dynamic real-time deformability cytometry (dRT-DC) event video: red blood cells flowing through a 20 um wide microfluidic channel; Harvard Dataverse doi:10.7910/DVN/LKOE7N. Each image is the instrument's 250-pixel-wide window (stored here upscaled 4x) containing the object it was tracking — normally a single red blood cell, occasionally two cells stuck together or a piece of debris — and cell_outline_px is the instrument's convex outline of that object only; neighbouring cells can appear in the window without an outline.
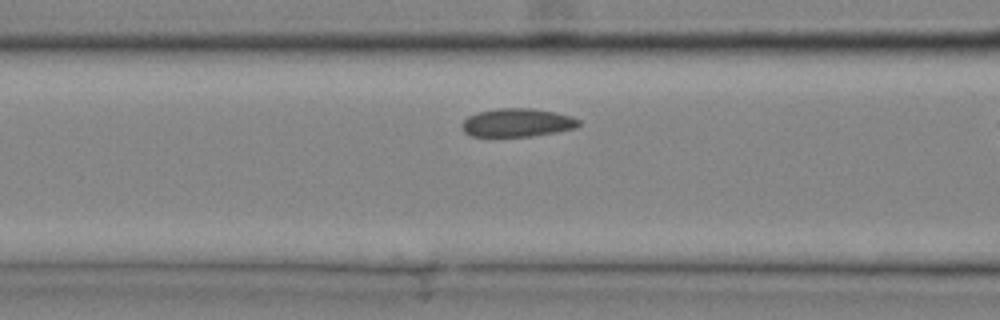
{"species": "common noctule bat (a hibernating species)", "species_latin": "Nyctalus noctula", "temperature_condition": "cold", "stored_images_in_passage": 5, "camera_frame_rate_fps": 3000, "um_per_image_px": 0.085, "animal": {"sex": "male", "body_mass_g": 20.4}, "frame": {"image": 1, "passage_image": 4, "time_ms": 1.0, "image_size_px": [1000, 320], "cell_outline_px": [[580, 124], [576, 128], [556, 132], [532, 136], [472, 136], [464, 132], [460, 124], [468, 116], [476, 112], [496, 108], [532, 108], [556, 112], [572, 116], [580, 120]], "centroid_in_image_um": [43.96, 10.41], "position_along_channel_um": 122.6, "area_um2": 19.48}}